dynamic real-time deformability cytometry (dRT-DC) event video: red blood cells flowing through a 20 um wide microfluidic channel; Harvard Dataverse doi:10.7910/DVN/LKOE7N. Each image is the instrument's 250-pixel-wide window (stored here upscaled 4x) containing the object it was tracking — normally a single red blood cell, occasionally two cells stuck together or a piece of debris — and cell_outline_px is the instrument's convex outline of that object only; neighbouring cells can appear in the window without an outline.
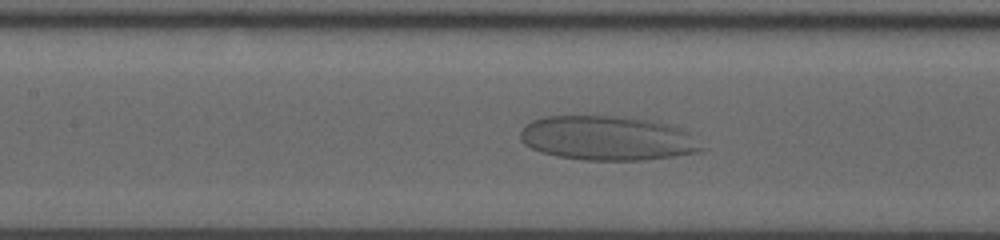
{"species": "human", "species_latin": "Homo sapiens", "temperature_condition": "room temperature", "stored_images_in_passage": 79, "camera_frame_rate_fps": 3000, "um_per_image_px": 0.085, "donor": {"sex": "male"}, "frame": {"image": 1, "passage_image": 33, "time_ms": 12.333, "image_size_px": [1000, 240], "cell_outline_px": [[708, 148], [700, 152], [644, 160], [584, 160], [556, 156], [540, 152], [524, 144], [520, 140], [520, 132], [532, 120], [548, 116], [620, 116], [648, 120], [664, 124], [688, 132]], "centroid_in_image_um": [51.64, 11.76], "position_along_channel_um": 155.8, "area_um2": 46.82}}
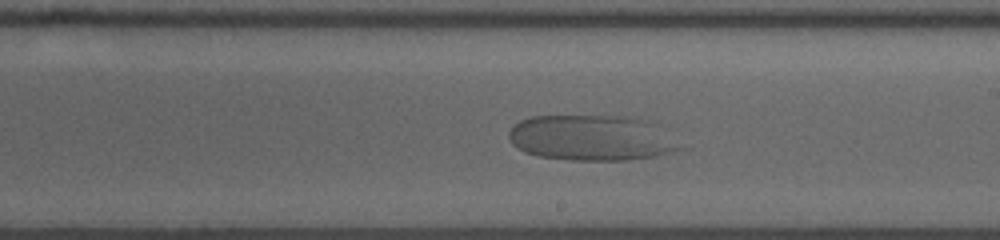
{"frame": {"image": 2, "passage_image": 40, "time_ms": 15.0, "image_size_px": [1000, 240], "cell_outline_px": [[684, 148], [672, 152], [656, 156], [628, 160], [572, 160], [536, 156], [524, 152], [516, 148], [512, 144], [508, 136], [508, 132], [512, 124], [520, 120], [532, 116], [624, 116], [640, 120]], "centroid_in_image_um": [50.08, 11.74], "position_along_channel_um": 238.9, "area_um2": 44.56}}
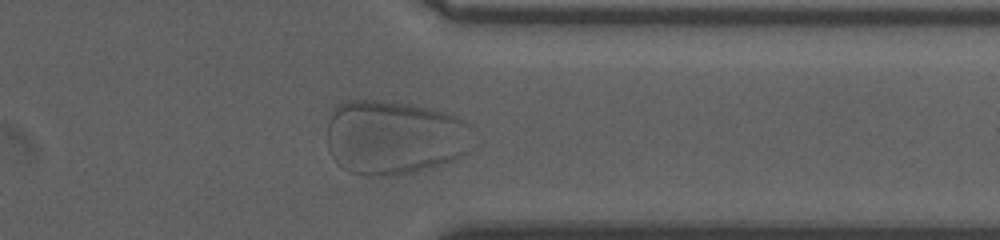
{"frame": {"image": 3, "passage_image": 57, "time_ms": 19.333, "image_size_px": [1000, 240], "cell_outline_px": [[472, 152], [456, 160], [428, 168], [412, 172], [392, 176], [368, 176], [348, 172], [332, 156], [328, 148], [328, 120], [332, 104], [344, 100], [376, 100], [412, 104], [444, 112], [456, 116], [464, 120], [468, 124], [472, 148]], "centroid_in_image_um": [33.49, 11.67], "position_along_channel_um": 377.9, "area_um2": 64.16}}